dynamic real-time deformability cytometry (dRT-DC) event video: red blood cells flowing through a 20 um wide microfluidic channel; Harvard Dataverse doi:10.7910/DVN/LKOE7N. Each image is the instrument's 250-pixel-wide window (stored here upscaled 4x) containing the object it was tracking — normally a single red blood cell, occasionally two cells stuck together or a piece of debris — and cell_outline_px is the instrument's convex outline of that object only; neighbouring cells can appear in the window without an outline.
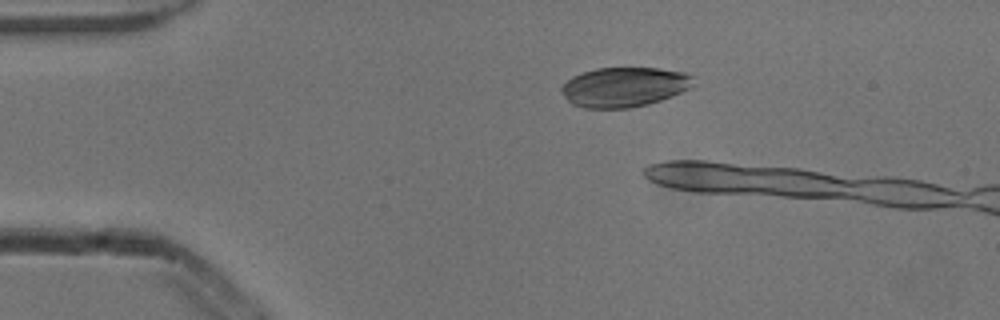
{"species": "common noctule bat (a hibernating species)", "species_latin": "Nyctalus noctula", "temperature_condition": "cold", "stored_images_in_passage": 4, "camera_frame_rate_fps": 3000, "um_per_image_px": 0.085, "animal": {"sex": "male", "body_mass_g": 13.3}, "frame": {"image": 1, "passage_image": 2, "time_ms": 0.333, "image_size_px": [1000, 320], "cell_outline_px": [[692, 76], [688, 88], [672, 96], [648, 104], [628, 108], [584, 108], [572, 104], [564, 96], [560, 88], [572, 76], [596, 68], [660, 68], [684, 72]], "centroid_in_image_um": [53.01, 7.39], "position_along_channel_um": 32.0, "area_um2": 30.17}}